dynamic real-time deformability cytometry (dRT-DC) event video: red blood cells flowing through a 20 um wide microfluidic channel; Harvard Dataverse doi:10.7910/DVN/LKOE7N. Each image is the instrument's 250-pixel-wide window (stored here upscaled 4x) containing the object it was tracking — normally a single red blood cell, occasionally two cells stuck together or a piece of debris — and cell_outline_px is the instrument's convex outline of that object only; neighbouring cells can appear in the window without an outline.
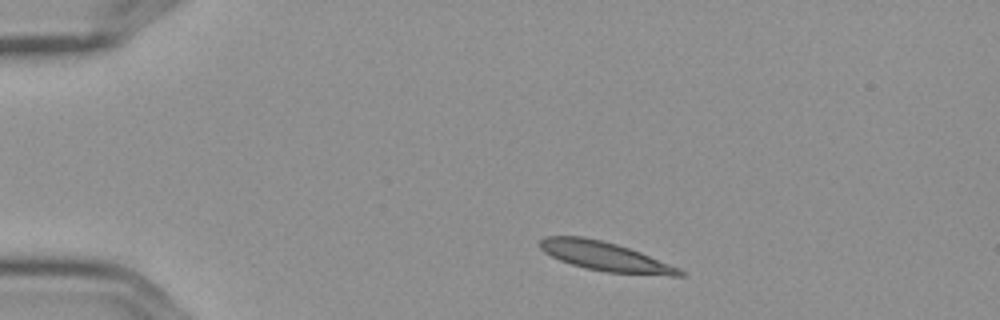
{"species": "Egyptian fruit bat (a non-hibernating species)", "species_latin": "Rousettus aegyptiacus", "temperature_condition": "cold", "stored_images_in_passage": 4, "camera_frame_rate_fps": 3000, "um_per_image_px": 0.085, "frame": {"image": 1, "passage_image": 1, "time_ms": 0.0, "image_size_px": [1000, 320], "cell_outline_px": [[684, 276], [672, 276], [604, 272], [584, 268], [560, 260], [544, 252], [540, 248], [540, 240], [544, 236], [584, 236], [616, 244], [640, 252], [680, 268], [684, 272]], "centroid_in_image_um": [51.44, 21.8], "position_along_channel_um": 33.6, "area_um2": 23.64}}
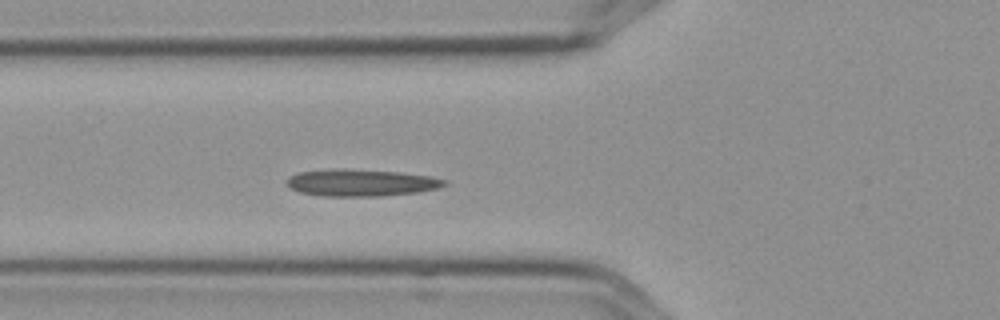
{"frame": {"image": 2, "passage_image": 4, "time_ms": 1.0, "image_size_px": [1000, 320], "cell_outline_px": [[448, 184], [436, 188], [420, 192], [380, 196], [320, 196], [300, 192], [292, 188], [288, 184], [288, 176], [300, 172], [336, 168], [344, 168], [400, 172], [432, 176], [448, 180]], "centroid_in_image_um": [30.74, 15.52], "position_along_channel_um": 95.1, "area_um2": 24.91}}